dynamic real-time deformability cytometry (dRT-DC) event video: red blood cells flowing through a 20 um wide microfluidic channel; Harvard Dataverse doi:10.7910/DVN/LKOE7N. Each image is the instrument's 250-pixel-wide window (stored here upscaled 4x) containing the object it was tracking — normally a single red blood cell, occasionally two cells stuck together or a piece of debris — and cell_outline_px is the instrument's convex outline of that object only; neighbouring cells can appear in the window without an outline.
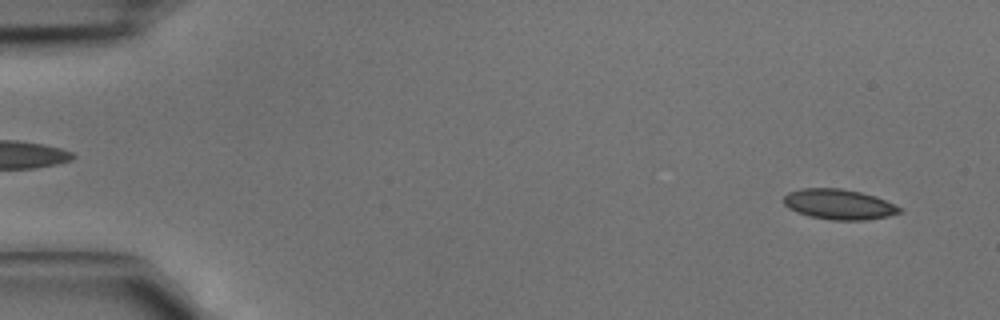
{"species": "common noctule bat (a hibernating species)", "species_latin": "Nyctalus noctula", "temperature_condition": "cold", "stored_images_in_passage": 4, "segment_of_instrument_passage": [2, 2], "camera_frame_rate_fps": 3000, "um_per_image_px": 0.085, "animal": {"sex": "male", "body_mass_g": 15.6}, "frame": {"image": 1, "passage_image": 4, "time_ms": 1.0, "image_size_px": [1000, 320], "cell_outline_px": [[900, 212], [888, 216], [868, 220], [832, 220], [812, 216], [796, 212], [788, 208], [784, 204], [784, 196], [788, 192], [800, 188], [840, 188], [860, 192], [876, 196], [900, 208]], "centroid_in_image_um": [71.27, 17.36], "position_along_channel_um": 13.7, "area_um2": 20.29}}